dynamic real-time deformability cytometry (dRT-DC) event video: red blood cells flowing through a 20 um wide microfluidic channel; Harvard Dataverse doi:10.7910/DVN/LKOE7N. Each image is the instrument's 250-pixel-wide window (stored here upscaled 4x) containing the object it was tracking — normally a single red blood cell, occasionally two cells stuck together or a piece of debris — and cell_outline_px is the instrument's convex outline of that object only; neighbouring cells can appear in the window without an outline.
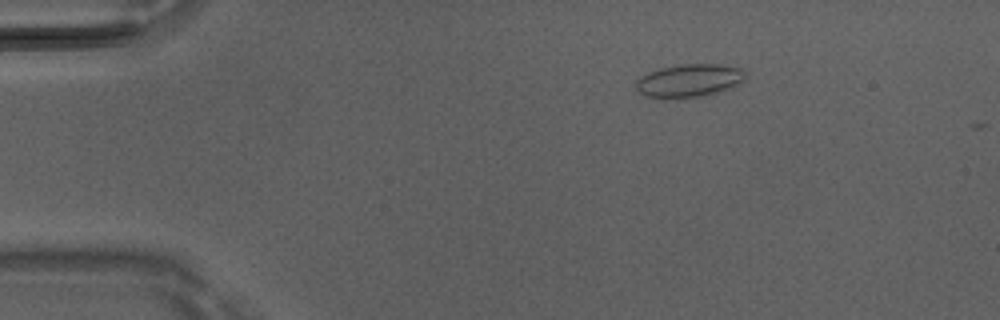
{"species": "Egyptian fruit bat (a non-hibernating species)", "species_latin": "Rousettus aegyptiacus", "temperature_condition": "room temperature", "stored_images_in_passage": 4, "camera_frame_rate_fps": 3000, "um_per_image_px": 0.085, "animal": {"sex": "male"}, "frame": {"image": 1, "passage_image": 2, "time_ms": 0.333, "image_size_px": [1000, 320], "cell_outline_px": [[748, 72], [736, 88], [704, 96], [664, 100], [660, 100], [644, 96], [636, 88], [636, 80], [640, 76], [648, 72], [660, 68], [680, 64], [720, 64], [740, 68]], "centroid_in_image_um": [58.58, 6.88], "position_along_channel_um": 26.4, "area_um2": 21.85}}